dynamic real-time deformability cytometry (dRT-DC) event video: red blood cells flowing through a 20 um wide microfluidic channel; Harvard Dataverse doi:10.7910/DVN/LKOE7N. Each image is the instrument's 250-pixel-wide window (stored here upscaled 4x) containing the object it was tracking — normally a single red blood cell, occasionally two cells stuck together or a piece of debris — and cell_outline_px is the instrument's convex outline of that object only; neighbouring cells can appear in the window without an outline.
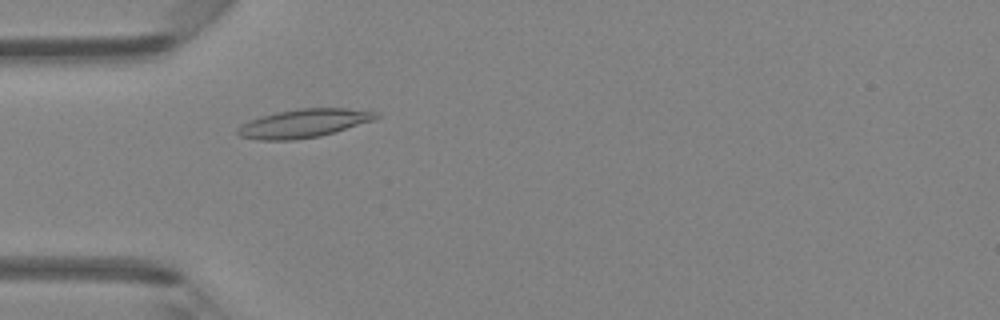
{"species": "Egyptian fruit bat (a non-hibernating species)", "species_latin": "Rousettus aegyptiacus", "temperature_condition": "room temperature", "stored_images_in_passage": 44, "camera_frame_rate_fps": 3000, "um_per_image_px": 0.085, "animal": {"sex": "female"}, "frame": {"image": 1, "passage_image": 12, "time_ms": 3.667, "image_size_px": [1000, 320], "cell_outline_px": [[380, 116], [376, 120], [320, 136], [292, 140], [260, 140], [240, 136], [236, 132], [236, 128], [240, 124], [260, 116], [276, 112], [300, 108], [344, 108], [380, 112]], "centroid_in_image_um": [25.83, 10.48], "position_along_channel_um": 59.2, "area_um2": 23.12}}
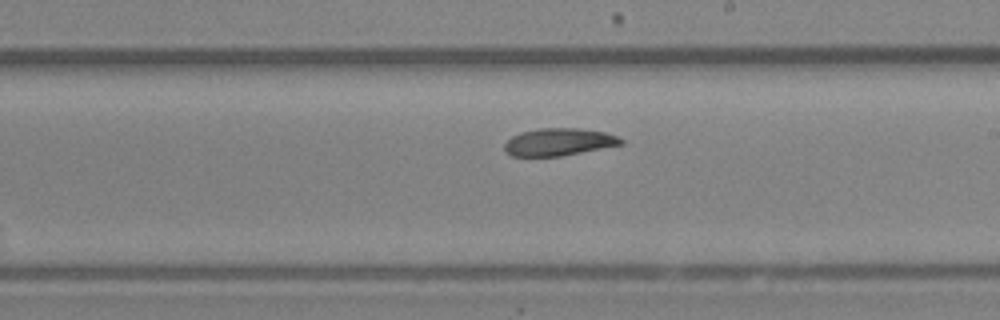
{"frame": {"image": 2, "passage_image": 25, "time_ms": 8.0, "image_size_px": [1000, 320], "cell_outline_px": [[624, 144], [560, 156], [512, 156], [504, 152], [504, 144], [512, 136], [520, 132], [540, 128], [580, 128], [604, 132], [616, 136], [624, 140]], "centroid_in_image_um": [47.48, 12.06], "position_along_channel_um": 241.5, "area_um2": 18.61}}
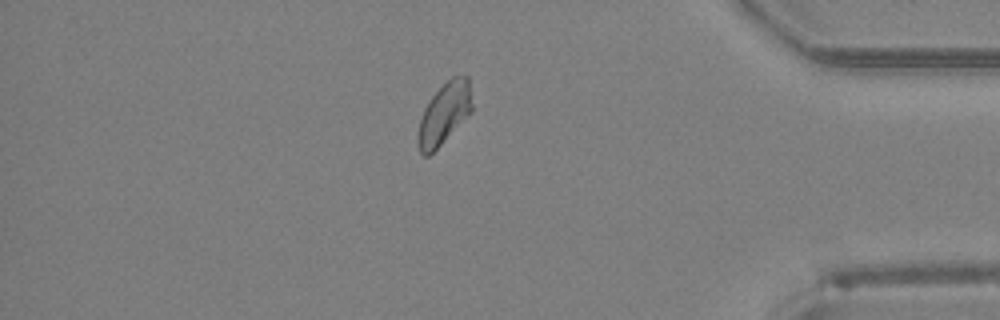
{"frame": {"image": 3, "passage_image": 38, "time_ms": 12.333, "image_size_px": [1000, 320], "cell_outline_px": [[472, 112], [428, 156], [424, 156], [420, 152], [416, 140], [420, 120], [424, 108], [432, 96], [452, 76], [468, 76], [472, 104]], "centroid_in_image_um": [37.75, 9.66], "position_along_channel_um": 397.5, "area_um2": 19.02}, "authors_computed_cell_mechanics": {"area_um2": 19.5075, "velocity_mm_per_s": 4.3124, "shape_relaxation_time_tau1_ms": null, "shape_relaxation_time_tau2_ms": 9.3103, "deformation_change_tau1": null, "deformation_change_tau2": 0.1452}}